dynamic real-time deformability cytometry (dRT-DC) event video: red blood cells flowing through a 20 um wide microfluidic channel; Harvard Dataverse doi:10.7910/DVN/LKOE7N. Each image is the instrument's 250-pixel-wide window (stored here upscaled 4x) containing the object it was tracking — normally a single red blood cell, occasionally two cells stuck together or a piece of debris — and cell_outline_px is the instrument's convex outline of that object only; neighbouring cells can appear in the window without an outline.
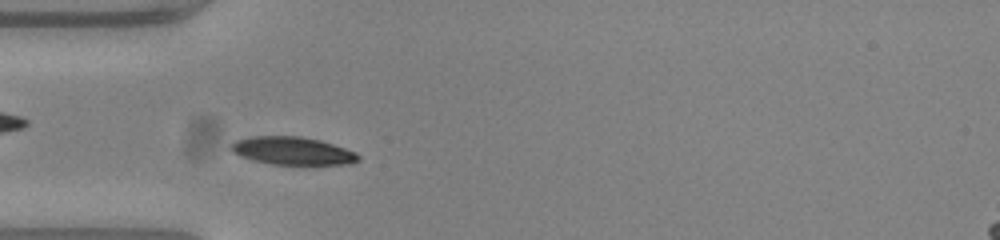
{"species": "common noctule bat (a hibernating species)", "species_latin": "Nyctalus noctula", "temperature_condition": "warm", "stored_images_in_passage": 43, "camera_frame_rate_fps": 3000, "um_per_image_px": 0.085, "animal": {"sex": "female", "body_mass_g": 23.0, "forearm_length_mm": 53.4}, "frame": {"image": 1, "passage_image": 8, "time_ms": 2.333, "image_size_px": [1000, 240], "cell_outline_px": [[360, 160], [352, 164], [272, 164], [240, 156], [232, 152], [228, 148], [236, 140], [252, 136], [300, 136], [320, 140], [356, 152], [360, 156]], "centroid_in_image_um": [24.87, 12.81], "position_along_channel_um": 60.1, "area_um2": 20.58}}
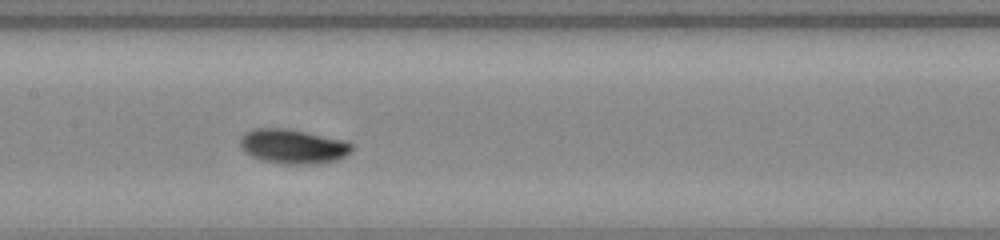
{"frame": {"image": 2, "passage_image": 18, "time_ms": 5.667, "image_size_px": [1000, 240], "cell_outline_px": [[352, 152], [336, 160], [316, 164], [284, 164], [260, 160], [244, 152], [240, 144], [240, 140], [244, 132], [252, 128], [284, 128], [348, 140], [352, 144]], "centroid_in_image_um": [24.91, 12.44], "position_along_channel_um": 182.5, "area_um2": 22.66}}
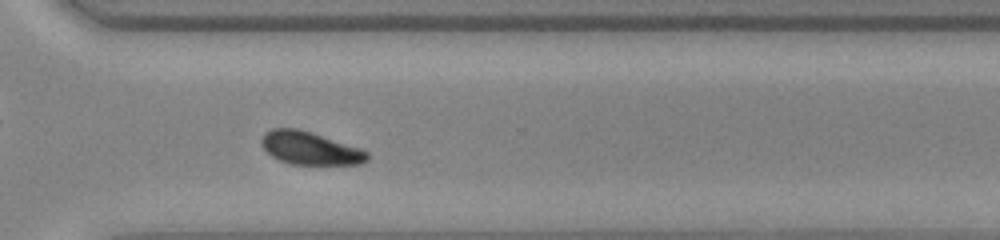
{"frame": {"image": 3, "passage_image": 31, "time_ms": 10.0, "image_size_px": [1000, 240], "cell_outline_px": [[368, 160], [360, 164], [292, 164], [280, 160], [272, 156], [264, 148], [260, 140], [264, 132], [272, 128], [296, 128], [360, 148], [368, 152]], "centroid_in_image_um": [26.33, 12.6], "position_along_channel_um": 344.3, "area_um2": 19.94}, "authors_computed_cell_mechanics": {"area_um2": 20.5768, "velocity_mm_per_s": 3.7342, "shape_relaxation_time_tau1_ms": 2.1745, "shape_relaxation_time_tau2_ms": null, "deformation_change_tau1": 0.1109, "deformation_change_tau2": null}}